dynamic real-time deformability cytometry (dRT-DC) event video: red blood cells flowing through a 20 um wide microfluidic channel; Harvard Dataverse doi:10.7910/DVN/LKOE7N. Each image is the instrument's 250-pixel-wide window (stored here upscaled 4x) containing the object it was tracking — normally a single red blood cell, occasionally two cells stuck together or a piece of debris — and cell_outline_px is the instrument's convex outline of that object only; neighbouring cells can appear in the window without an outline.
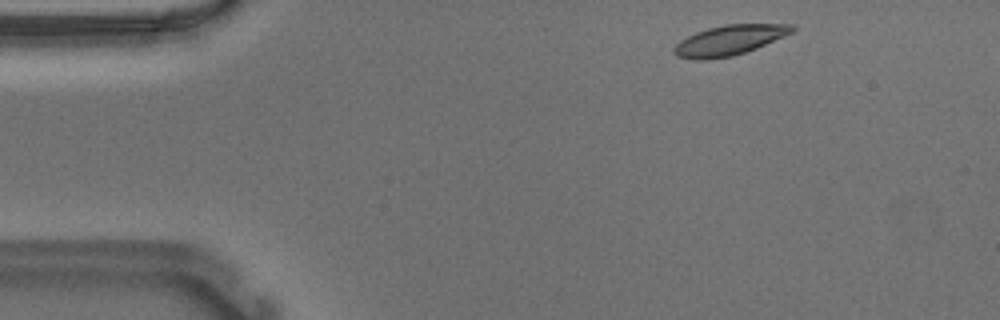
{"species": "Egyptian fruit bat (a non-hibernating species)", "species_latin": "Rousettus aegyptiacus", "temperature_condition": "warm", "stored_images_in_passage": 49, "camera_frame_rate_fps": 3000, "um_per_image_px": 0.085, "animal": {"sex": "male"}, "frame": {"image": 1, "passage_image": 2, "time_ms": 0.333, "image_size_px": [1000, 320], "cell_outline_px": [[796, 28], [792, 32], [784, 36], [756, 48], [732, 56], [704, 60], [692, 60], [676, 56], [672, 48], [680, 40], [696, 32], [708, 28], [724, 24], [796, 24]], "centroid_in_image_um": [61.97, 3.42], "position_along_channel_um": 23.0, "area_um2": 20.69}}
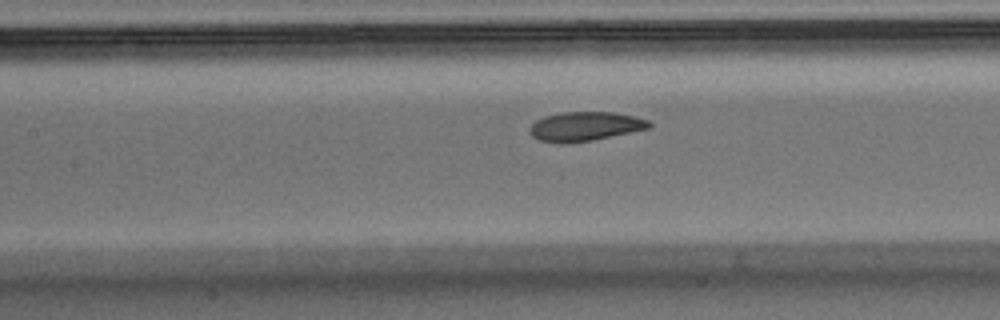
{"frame": {"image": 2, "passage_image": 19, "time_ms": 6.0, "image_size_px": [1000, 320], "cell_outline_px": [[652, 128], [592, 140], [560, 144], [540, 140], [532, 136], [528, 132], [528, 128], [536, 120], [544, 116], [560, 112], [612, 112], [636, 116], [648, 120], [652, 124]], "centroid_in_image_um": [49.73, 10.74], "position_along_channel_um": 157.7, "area_um2": 20.52}}
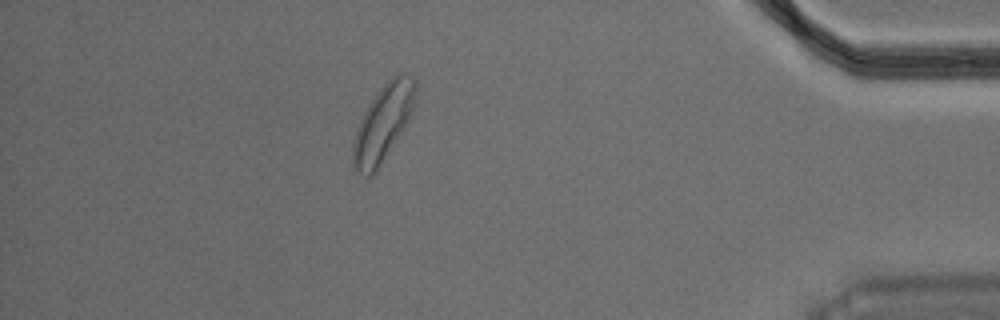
{"frame": {"image": 3, "passage_image": 43, "time_ms": 14.0, "image_size_px": [1000, 320], "cell_outline_px": [[416, 88], [412, 112], [408, 120], [376, 172], [368, 176], [364, 176], [356, 172], [352, 168], [352, 144], [360, 120], [364, 112], [380, 88], [396, 72], [404, 72], [412, 76], [416, 80]], "centroid_in_image_um": [32.55, 10.45], "position_along_channel_um": 402.7, "area_um2": 27.63}, "authors_computed_cell_mechanics": {"area_um2": 21.1548, "velocity_mm_per_s": 3.6372, "shape_relaxation_time_tau1_ms": 3.259, "shape_relaxation_time_tau2_ms": 3.7699, "deformation_change_tau1": 0.1171, "deformation_change_tau2": 0.1001}}